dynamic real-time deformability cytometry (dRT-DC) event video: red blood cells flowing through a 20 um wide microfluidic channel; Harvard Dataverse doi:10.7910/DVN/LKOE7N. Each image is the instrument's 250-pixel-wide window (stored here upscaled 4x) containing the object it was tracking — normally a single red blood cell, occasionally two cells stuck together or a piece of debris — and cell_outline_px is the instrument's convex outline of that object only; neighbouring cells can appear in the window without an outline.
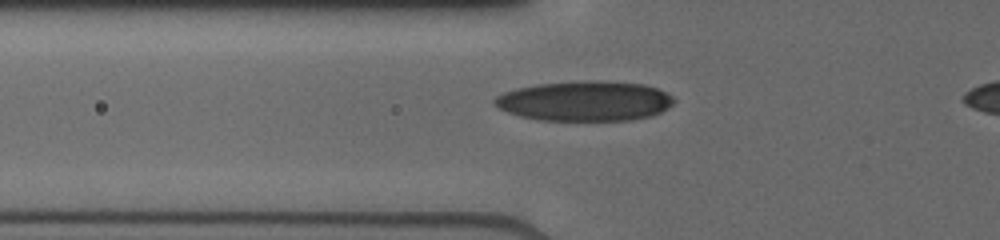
{"species": "human", "species_latin": "Homo sapiens", "temperature_condition": "cold", "stored_images_in_passage": 9, "camera_frame_rate_fps": 3000, "um_per_image_px": 0.085, "donor": {"sex": "male"}, "frame": {"image": 1, "passage_image": 4, "time_ms": 1.667, "image_size_px": [1000, 240], "cell_outline_px": [[676, 100], [668, 108], [652, 116], [628, 120], [536, 120], [520, 116], [508, 112], [492, 104], [492, 100], [496, 96], [504, 92], [516, 88], [536, 84], [588, 80], [604, 80], [644, 84], [656, 88], [672, 96]], "centroid_in_image_um": [49.69, 8.58], "position_along_channel_um": 76.1, "area_um2": 42.02}}
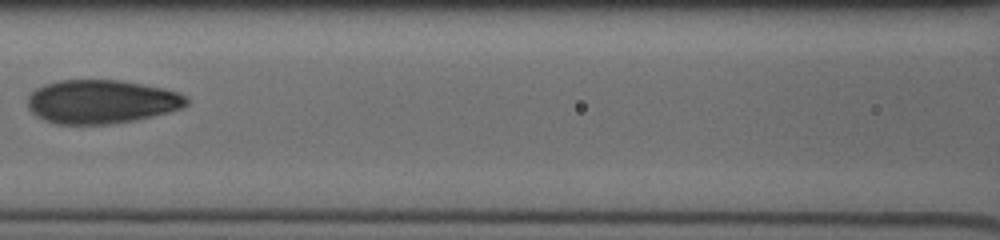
{"frame": {"image": 2, "passage_image": 6, "time_ms": 3.667, "image_size_px": [1000, 240], "cell_outline_px": [[188, 104], [184, 108], [136, 120], [108, 124], [56, 124], [44, 120], [32, 112], [28, 108], [28, 96], [36, 88], [44, 84], [60, 80], [120, 80], [164, 88], [176, 92], [184, 96], [188, 100]], "centroid_in_image_um": [8.61, 8.64], "position_along_channel_um": 158.0, "area_um2": 40.46}}
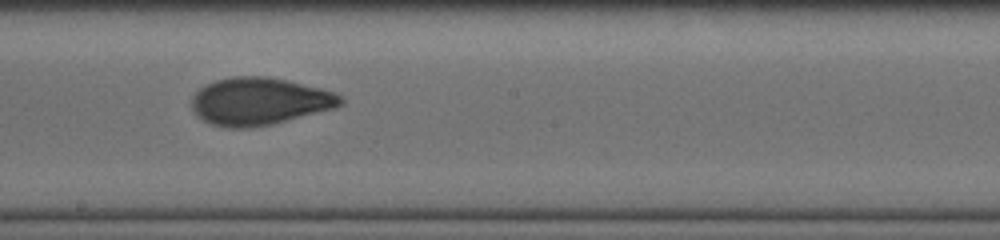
{"frame": {"image": 3, "passage_image": 8, "time_ms": 5.333, "image_size_px": [1000, 240], "cell_outline_px": [[344, 104], [336, 108], [272, 124], [248, 128], [228, 128], [212, 124], [196, 116], [192, 108], [192, 96], [204, 84], [216, 80], [232, 76], [268, 76], [288, 80], [336, 92], [344, 96]], "centroid_in_image_um": [22.08, 8.6], "position_along_channel_um": 226.1, "area_um2": 41.56}}